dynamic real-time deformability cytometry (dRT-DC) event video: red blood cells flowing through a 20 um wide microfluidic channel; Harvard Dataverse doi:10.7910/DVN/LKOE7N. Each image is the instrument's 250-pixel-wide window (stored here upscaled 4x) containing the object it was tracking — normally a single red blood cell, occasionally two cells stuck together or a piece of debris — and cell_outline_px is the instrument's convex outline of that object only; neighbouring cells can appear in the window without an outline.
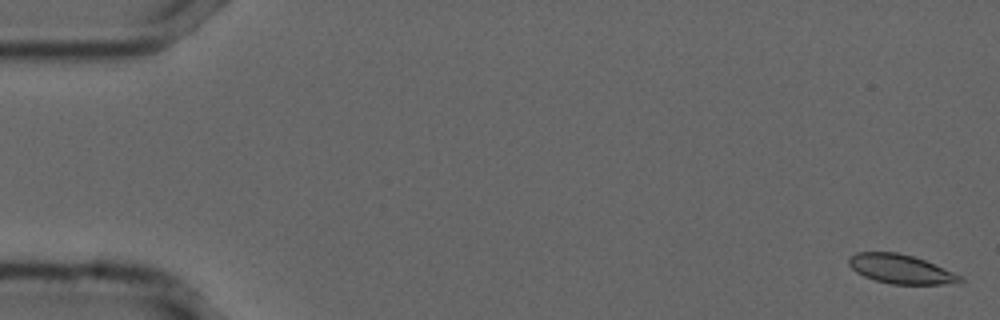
{"species": "common noctule bat (a hibernating species)", "species_latin": "Nyctalus noctula", "temperature_condition": "cold", "stored_images_in_passage": 12, "camera_frame_rate_fps": 3000, "um_per_image_px": 0.085, "animal": {"sex": "male", "forearm_length_mm": 52.5}, "frame": {"image": 1, "passage_image": 1, "time_ms": 0.0, "image_size_px": [1000, 320], "cell_outline_px": [[964, 280], [960, 284], [892, 284], [876, 280], [864, 276], [856, 272], [848, 264], [848, 260], [856, 252], [896, 252], [912, 256], [924, 260], [952, 272], [960, 276]], "centroid_in_image_um": [76.57, 22.88], "position_along_channel_um": 8.4, "area_um2": 18.67}}